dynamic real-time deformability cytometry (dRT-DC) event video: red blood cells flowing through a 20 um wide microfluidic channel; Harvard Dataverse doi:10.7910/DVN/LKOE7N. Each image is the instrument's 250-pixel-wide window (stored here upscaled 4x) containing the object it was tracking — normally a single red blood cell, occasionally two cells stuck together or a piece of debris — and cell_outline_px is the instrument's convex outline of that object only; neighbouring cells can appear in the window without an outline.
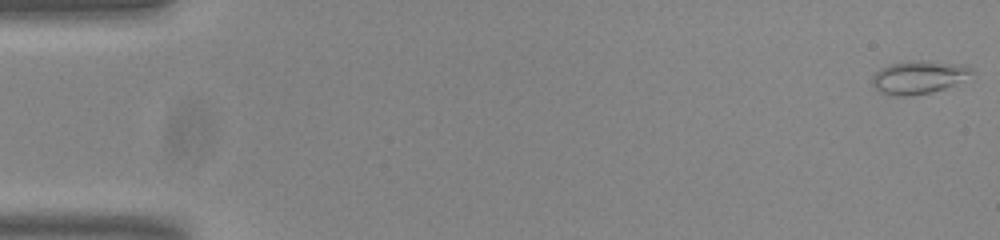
{"species": "common noctule bat (a hibernating species)", "species_latin": "Nyctalus noctula", "temperature_condition": "room temperature", "stored_images_in_passage": 16, "camera_frame_rate_fps": 3000, "um_per_image_px": 0.085, "animal": {"sex": "male", "body_mass_g": 20.0, "forearm_length_mm": 53.3}, "frame": {"image": 1, "passage_image": 1, "time_ms": 0.0, "image_size_px": [1000, 240], "cell_outline_px": [[976, 72], [944, 88], [928, 92], [904, 96], [896, 96], [880, 92], [872, 84], [872, 76], [880, 68], [888, 64], [908, 60], [924, 60], [968, 64]], "centroid_in_image_um": [78.08, 6.52], "position_along_channel_um": 6.9, "area_um2": 19.19}}